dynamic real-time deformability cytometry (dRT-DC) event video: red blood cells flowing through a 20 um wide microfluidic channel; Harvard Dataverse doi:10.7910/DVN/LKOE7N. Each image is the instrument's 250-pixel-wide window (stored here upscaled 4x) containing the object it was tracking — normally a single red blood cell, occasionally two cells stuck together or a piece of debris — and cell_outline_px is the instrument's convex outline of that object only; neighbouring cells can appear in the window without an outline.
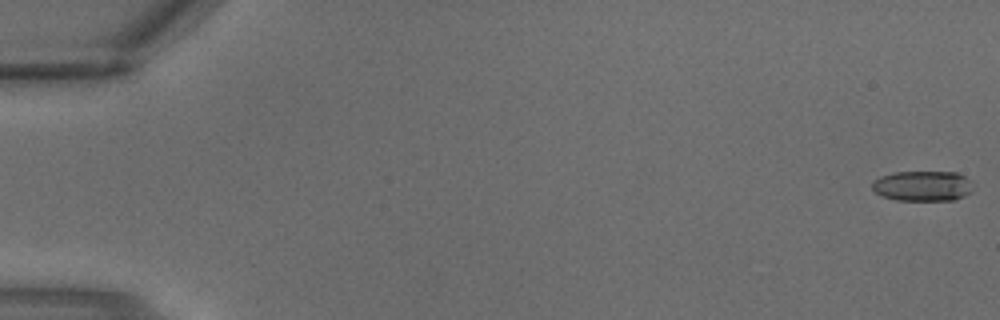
{"species": "common noctule bat (a hibernating species)", "species_latin": "Nyctalus noctula", "temperature_condition": "warm", "stored_images_in_passage": 3, "camera_frame_rate_fps": 3000, "um_per_image_px": 0.085, "animal": {"sex": "male", "body_mass_g": 18.8}, "frame": {"image": 1, "passage_image": 1, "time_ms": 0.0, "image_size_px": [1000, 320], "cell_outline_px": [[972, 192], [956, 200], [896, 200], [884, 196], [876, 192], [872, 188], [872, 180], [880, 176], [892, 172], [956, 172], [972, 180]], "centroid_in_image_um": [78.45, 15.8], "position_along_channel_um": 6.6, "area_um2": 17.98}}
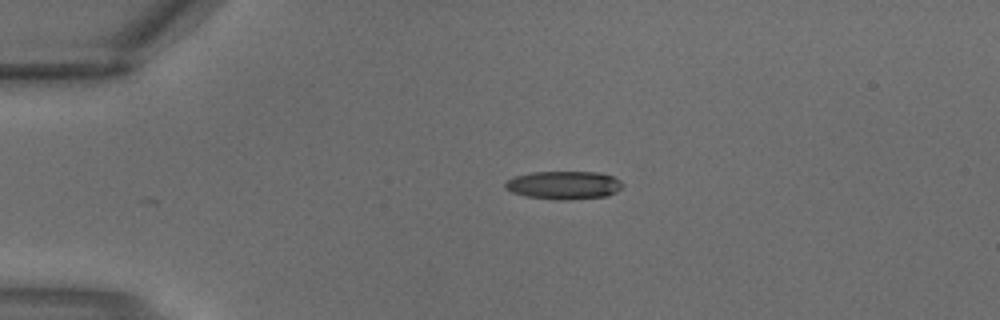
{"frame": {"image": 2, "passage_image": 2, "time_ms": 0.333, "image_size_px": [1000, 320], "cell_outline_px": [[624, 184], [616, 192], [608, 196], [568, 200], [560, 200], [524, 196], [512, 192], [504, 188], [504, 184], [512, 176], [532, 172], [600, 172], [612, 176], [620, 180]], "centroid_in_image_um": [47.92, 15.73], "position_along_channel_um": 37.1, "area_um2": 19.48}}